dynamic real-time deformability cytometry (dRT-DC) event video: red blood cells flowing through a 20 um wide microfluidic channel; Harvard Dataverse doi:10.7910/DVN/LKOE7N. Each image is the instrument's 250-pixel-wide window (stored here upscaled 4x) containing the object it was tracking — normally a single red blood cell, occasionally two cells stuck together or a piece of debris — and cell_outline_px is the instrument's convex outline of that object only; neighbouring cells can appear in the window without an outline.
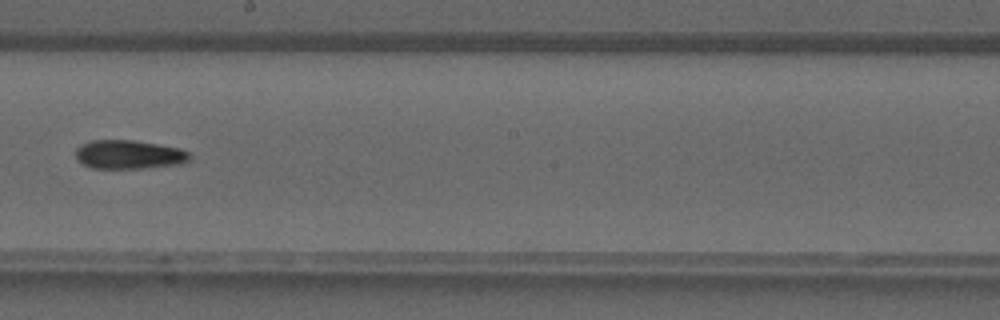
{"species": "common noctule bat (a hibernating species)", "species_latin": "Nyctalus noctula", "temperature_condition": "warm", "stored_images_in_passage": 40, "camera_frame_rate_fps": 3000, "um_per_image_px": 0.085, "animal": {"sex": "male", "forearm_length_mm": 52.5}, "frame": {"image": 1, "passage_image": 23, "time_ms": 7.333, "image_size_px": [1000, 320], "cell_outline_px": [[192, 160], [180, 164], [144, 168], [92, 168], [76, 160], [76, 148], [80, 144], [92, 140], [132, 140], [180, 148], [188, 152], [192, 156]], "centroid_in_image_um": [10.97, 13.14], "position_along_channel_um": 237.2, "area_um2": 19.25}}